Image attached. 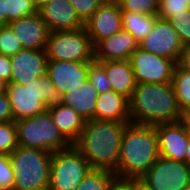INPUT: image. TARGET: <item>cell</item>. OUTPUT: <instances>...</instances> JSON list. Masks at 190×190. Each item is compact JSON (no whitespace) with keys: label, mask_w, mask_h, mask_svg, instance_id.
<instances>
[{"label":"cell","mask_w":190,"mask_h":190,"mask_svg":"<svg viewBox=\"0 0 190 190\" xmlns=\"http://www.w3.org/2000/svg\"><path fill=\"white\" fill-rule=\"evenodd\" d=\"M7 25L9 22L37 13L33 0H5Z\"/></svg>","instance_id":"obj_26"},{"label":"cell","mask_w":190,"mask_h":190,"mask_svg":"<svg viewBox=\"0 0 190 190\" xmlns=\"http://www.w3.org/2000/svg\"><path fill=\"white\" fill-rule=\"evenodd\" d=\"M130 121L133 124L157 125L184 120L172 82L136 84L129 99Z\"/></svg>","instance_id":"obj_2"},{"label":"cell","mask_w":190,"mask_h":190,"mask_svg":"<svg viewBox=\"0 0 190 190\" xmlns=\"http://www.w3.org/2000/svg\"><path fill=\"white\" fill-rule=\"evenodd\" d=\"M87 81L94 85L98 94L112 90L104 66L98 61L90 62Z\"/></svg>","instance_id":"obj_28"},{"label":"cell","mask_w":190,"mask_h":190,"mask_svg":"<svg viewBox=\"0 0 190 190\" xmlns=\"http://www.w3.org/2000/svg\"><path fill=\"white\" fill-rule=\"evenodd\" d=\"M23 48L45 49L50 29L38 13L8 23Z\"/></svg>","instance_id":"obj_17"},{"label":"cell","mask_w":190,"mask_h":190,"mask_svg":"<svg viewBox=\"0 0 190 190\" xmlns=\"http://www.w3.org/2000/svg\"><path fill=\"white\" fill-rule=\"evenodd\" d=\"M84 28L93 45L121 31L122 18L119 3L104 2L92 16L84 22Z\"/></svg>","instance_id":"obj_14"},{"label":"cell","mask_w":190,"mask_h":190,"mask_svg":"<svg viewBox=\"0 0 190 190\" xmlns=\"http://www.w3.org/2000/svg\"><path fill=\"white\" fill-rule=\"evenodd\" d=\"M95 119L106 121H130L129 99L113 90L98 94Z\"/></svg>","instance_id":"obj_20"},{"label":"cell","mask_w":190,"mask_h":190,"mask_svg":"<svg viewBox=\"0 0 190 190\" xmlns=\"http://www.w3.org/2000/svg\"><path fill=\"white\" fill-rule=\"evenodd\" d=\"M139 183L146 190H187L190 166L186 162L159 156Z\"/></svg>","instance_id":"obj_9"},{"label":"cell","mask_w":190,"mask_h":190,"mask_svg":"<svg viewBox=\"0 0 190 190\" xmlns=\"http://www.w3.org/2000/svg\"><path fill=\"white\" fill-rule=\"evenodd\" d=\"M17 144L26 148H37L51 153L69 148L72 144L53 123L48 110L32 117L15 121Z\"/></svg>","instance_id":"obj_6"},{"label":"cell","mask_w":190,"mask_h":190,"mask_svg":"<svg viewBox=\"0 0 190 190\" xmlns=\"http://www.w3.org/2000/svg\"><path fill=\"white\" fill-rule=\"evenodd\" d=\"M137 190H146L145 188H143V187L140 185L139 181H138V189H137Z\"/></svg>","instance_id":"obj_44"},{"label":"cell","mask_w":190,"mask_h":190,"mask_svg":"<svg viewBox=\"0 0 190 190\" xmlns=\"http://www.w3.org/2000/svg\"><path fill=\"white\" fill-rule=\"evenodd\" d=\"M129 61L136 84L172 82L176 63L169 58L146 52L138 47L130 56Z\"/></svg>","instance_id":"obj_10"},{"label":"cell","mask_w":190,"mask_h":190,"mask_svg":"<svg viewBox=\"0 0 190 190\" xmlns=\"http://www.w3.org/2000/svg\"><path fill=\"white\" fill-rule=\"evenodd\" d=\"M138 47L178 63L183 45L178 33L168 20L157 18L151 32L140 42Z\"/></svg>","instance_id":"obj_11"},{"label":"cell","mask_w":190,"mask_h":190,"mask_svg":"<svg viewBox=\"0 0 190 190\" xmlns=\"http://www.w3.org/2000/svg\"><path fill=\"white\" fill-rule=\"evenodd\" d=\"M9 156L14 172L13 190H48L51 152L17 146Z\"/></svg>","instance_id":"obj_5"},{"label":"cell","mask_w":190,"mask_h":190,"mask_svg":"<svg viewBox=\"0 0 190 190\" xmlns=\"http://www.w3.org/2000/svg\"><path fill=\"white\" fill-rule=\"evenodd\" d=\"M129 123L131 121L88 120L73 145L92 169L116 173L122 137Z\"/></svg>","instance_id":"obj_1"},{"label":"cell","mask_w":190,"mask_h":190,"mask_svg":"<svg viewBox=\"0 0 190 190\" xmlns=\"http://www.w3.org/2000/svg\"><path fill=\"white\" fill-rule=\"evenodd\" d=\"M105 69L112 90L131 98L136 87L133 69L129 60L98 61Z\"/></svg>","instance_id":"obj_22"},{"label":"cell","mask_w":190,"mask_h":190,"mask_svg":"<svg viewBox=\"0 0 190 190\" xmlns=\"http://www.w3.org/2000/svg\"><path fill=\"white\" fill-rule=\"evenodd\" d=\"M12 73L10 83L28 85L37 78L47 75V62L45 49L22 48L10 57Z\"/></svg>","instance_id":"obj_12"},{"label":"cell","mask_w":190,"mask_h":190,"mask_svg":"<svg viewBox=\"0 0 190 190\" xmlns=\"http://www.w3.org/2000/svg\"><path fill=\"white\" fill-rule=\"evenodd\" d=\"M185 162L190 166V122H189V139L186 149V159Z\"/></svg>","instance_id":"obj_40"},{"label":"cell","mask_w":190,"mask_h":190,"mask_svg":"<svg viewBox=\"0 0 190 190\" xmlns=\"http://www.w3.org/2000/svg\"><path fill=\"white\" fill-rule=\"evenodd\" d=\"M122 28L140 43L153 29L157 15H143L130 11H121Z\"/></svg>","instance_id":"obj_23"},{"label":"cell","mask_w":190,"mask_h":190,"mask_svg":"<svg viewBox=\"0 0 190 190\" xmlns=\"http://www.w3.org/2000/svg\"><path fill=\"white\" fill-rule=\"evenodd\" d=\"M51 114L53 123L57 126L64 137L73 144L81 134L85 119L74 109L66 106L59 101L47 108Z\"/></svg>","instance_id":"obj_21"},{"label":"cell","mask_w":190,"mask_h":190,"mask_svg":"<svg viewBox=\"0 0 190 190\" xmlns=\"http://www.w3.org/2000/svg\"><path fill=\"white\" fill-rule=\"evenodd\" d=\"M5 86L6 84H4L1 80H0V93L5 91Z\"/></svg>","instance_id":"obj_42"},{"label":"cell","mask_w":190,"mask_h":190,"mask_svg":"<svg viewBox=\"0 0 190 190\" xmlns=\"http://www.w3.org/2000/svg\"><path fill=\"white\" fill-rule=\"evenodd\" d=\"M104 2L120 3L121 0H104Z\"/></svg>","instance_id":"obj_43"},{"label":"cell","mask_w":190,"mask_h":190,"mask_svg":"<svg viewBox=\"0 0 190 190\" xmlns=\"http://www.w3.org/2000/svg\"><path fill=\"white\" fill-rule=\"evenodd\" d=\"M138 48V42L127 31L121 30L94 46L95 61L129 60Z\"/></svg>","instance_id":"obj_18"},{"label":"cell","mask_w":190,"mask_h":190,"mask_svg":"<svg viewBox=\"0 0 190 190\" xmlns=\"http://www.w3.org/2000/svg\"><path fill=\"white\" fill-rule=\"evenodd\" d=\"M183 46L190 45V9L174 14L169 20Z\"/></svg>","instance_id":"obj_29"},{"label":"cell","mask_w":190,"mask_h":190,"mask_svg":"<svg viewBox=\"0 0 190 190\" xmlns=\"http://www.w3.org/2000/svg\"><path fill=\"white\" fill-rule=\"evenodd\" d=\"M177 103L183 115H190V70L175 65L172 77Z\"/></svg>","instance_id":"obj_24"},{"label":"cell","mask_w":190,"mask_h":190,"mask_svg":"<svg viewBox=\"0 0 190 190\" xmlns=\"http://www.w3.org/2000/svg\"><path fill=\"white\" fill-rule=\"evenodd\" d=\"M22 48L12 29L8 25L0 26V54L11 57Z\"/></svg>","instance_id":"obj_31"},{"label":"cell","mask_w":190,"mask_h":190,"mask_svg":"<svg viewBox=\"0 0 190 190\" xmlns=\"http://www.w3.org/2000/svg\"><path fill=\"white\" fill-rule=\"evenodd\" d=\"M159 0H121V11H130L143 15H157Z\"/></svg>","instance_id":"obj_30"},{"label":"cell","mask_w":190,"mask_h":190,"mask_svg":"<svg viewBox=\"0 0 190 190\" xmlns=\"http://www.w3.org/2000/svg\"><path fill=\"white\" fill-rule=\"evenodd\" d=\"M7 25L5 0H0V26Z\"/></svg>","instance_id":"obj_39"},{"label":"cell","mask_w":190,"mask_h":190,"mask_svg":"<svg viewBox=\"0 0 190 190\" xmlns=\"http://www.w3.org/2000/svg\"><path fill=\"white\" fill-rule=\"evenodd\" d=\"M14 116L11 110L8 95L5 91L0 93V122L13 121Z\"/></svg>","instance_id":"obj_35"},{"label":"cell","mask_w":190,"mask_h":190,"mask_svg":"<svg viewBox=\"0 0 190 190\" xmlns=\"http://www.w3.org/2000/svg\"><path fill=\"white\" fill-rule=\"evenodd\" d=\"M190 9V0H159L158 18L169 20L174 14Z\"/></svg>","instance_id":"obj_32"},{"label":"cell","mask_w":190,"mask_h":190,"mask_svg":"<svg viewBox=\"0 0 190 190\" xmlns=\"http://www.w3.org/2000/svg\"><path fill=\"white\" fill-rule=\"evenodd\" d=\"M12 65L9 56L0 54V80L4 84L10 83Z\"/></svg>","instance_id":"obj_36"},{"label":"cell","mask_w":190,"mask_h":190,"mask_svg":"<svg viewBox=\"0 0 190 190\" xmlns=\"http://www.w3.org/2000/svg\"><path fill=\"white\" fill-rule=\"evenodd\" d=\"M79 18L86 22L92 14L104 3V0H69Z\"/></svg>","instance_id":"obj_34"},{"label":"cell","mask_w":190,"mask_h":190,"mask_svg":"<svg viewBox=\"0 0 190 190\" xmlns=\"http://www.w3.org/2000/svg\"><path fill=\"white\" fill-rule=\"evenodd\" d=\"M48 60L93 62L94 45L84 27L50 32L45 48Z\"/></svg>","instance_id":"obj_7"},{"label":"cell","mask_w":190,"mask_h":190,"mask_svg":"<svg viewBox=\"0 0 190 190\" xmlns=\"http://www.w3.org/2000/svg\"><path fill=\"white\" fill-rule=\"evenodd\" d=\"M160 156L185 162L189 139V120L154 125Z\"/></svg>","instance_id":"obj_13"},{"label":"cell","mask_w":190,"mask_h":190,"mask_svg":"<svg viewBox=\"0 0 190 190\" xmlns=\"http://www.w3.org/2000/svg\"><path fill=\"white\" fill-rule=\"evenodd\" d=\"M88 161L72 144L52 153L48 190H76L91 170Z\"/></svg>","instance_id":"obj_8"},{"label":"cell","mask_w":190,"mask_h":190,"mask_svg":"<svg viewBox=\"0 0 190 190\" xmlns=\"http://www.w3.org/2000/svg\"><path fill=\"white\" fill-rule=\"evenodd\" d=\"M14 121L41 114L60 100L48 75L32 80L28 85L8 83L5 86Z\"/></svg>","instance_id":"obj_4"},{"label":"cell","mask_w":190,"mask_h":190,"mask_svg":"<svg viewBox=\"0 0 190 190\" xmlns=\"http://www.w3.org/2000/svg\"><path fill=\"white\" fill-rule=\"evenodd\" d=\"M37 13L49 27L50 32L84 27V22L69 0H53L38 8Z\"/></svg>","instance_id":"obj_16"},{"label":"cell","mask_w":190,"mask_h":190,"mask_svg":"<svg viewBox=\"0 0 190 190\" xmlns=\"http://www.w3.org/2000/svg\"><path fill=\"white\" fill-rule=\"evenodd\" d=\"M51 1H53V0H33V3L36 6V8L38 9Z\"/></svg>","instance_id":"obj_41"},{"label":"cell","mask_w":190,"mask_h":190,"mask_svg":"<svg viewBox=\"0 0 190 190\" xmlns=\"http://www.w3.org/2000/svg\"><path fill=\"white\" fill-rule=\"evenodd\" d=\"M137 180H122L117 179L110 187L109 190H137Z\"/></svg>","instance_id":"obj_37"},{"label":"cell","mask_w":190,"mask_h":190,"mask_svg":"<svg viewBox=\"0 0 190 190\" xmlns=\"http://www.w3.org/2000/svg\"><path fill=\"white\" fill-rule=\"evenodd\" d=\"M14 172L8 154H0V190H13Z\"/></svg>","instance_id":"obj_33"},{"label":"cell","mask_w":190,"mask_h":190,"mask_svg":"<svg viewBox=\"0 0 190 190\" xmlns=\"http://www.w3.org/2000/svg\"><path fill=\"white\" fill-rule=\"evenodd\" d=\"M89 66L90 62L48 60L47 75L59 97L68 89L79 87L87 81Z\"/></svg>","instance_id":"obj_15"},{"label":"cell","mask_w":190,"mask_h":190,"mask_svg":"<svg viewBox=\"0 0 190 190\" xmlns=\"http://www.w3.org/2000/svg\"><path fill=\"white\" fill-rule=\"evenodd\" d=\"M98 92L92 83L84 82L79 87L68 89L59 102L74 109L85 121L95 119Z\"/></svg>","instance_id":"obj_19"},{"label":"cell","mask_w":190,"mask_h":190,"mask_svg":"<svg viewBox=\"0 0 190 190\" xmlns=\"http://www.w3.org/2000/svg\"><path fill=\"white\" fill-rule=\"evenodd\" d=\"M17 146L15 121L0 122V154L10 155Z\"/></svg>","instance_id":"obj_27"},{"label":"cell","mask_w":190,"mask_h":190,"mask_svg":"<svg viewBox=\"0 0 190 190\" xmlns=\"http://www.w3.org/2000/svg\"><path fill=\"white\" fill-rule=\"evenodd\" d=\"M178 64L187 70H190V45L184 46Z\"/></svg>","instance_id":"obj_38"},{"label":"cell","mask_w":190,"mask_h":190,"mask_svg":"<svg viewBox=\"0 0 190 190\" xmlns=\"http://www.w3.org/2000/svg\"><path fill=\"white\" fill-rule=\"evenodd\" d=\"M114 172L106 169H91L76 190H109L117 180Z\"/></svg>","instance_id":"obj_25"},{"label":"cell","mask_w":190,"mask_h":190,"mask_svg":"<svg viewBox=\"0 0 190 190\" xmlns=\"http://www.w3.org/2000/svg\"><path fill=\"white\" fill-rule=\"evenodd\" d=\"M160 156L154 125L129 123L120 146L118 179L139 181Z\"/></svg>","instance_id":"obj_3"}]
</instances>
